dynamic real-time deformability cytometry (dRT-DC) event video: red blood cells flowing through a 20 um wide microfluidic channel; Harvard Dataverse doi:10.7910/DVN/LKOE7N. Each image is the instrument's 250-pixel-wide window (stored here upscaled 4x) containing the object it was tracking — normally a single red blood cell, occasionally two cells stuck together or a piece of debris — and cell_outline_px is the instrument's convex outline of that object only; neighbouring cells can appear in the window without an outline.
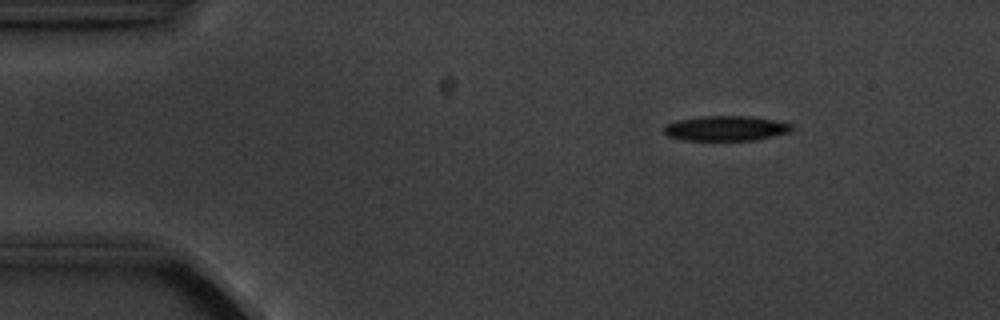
{"species": "common noctule bat (a hibernating species)", "species_latin": "Nyctalus noctula", "temperature_condition": "cold", "stored_images_in_passage": 4, "camera_frame_rate_fps": 3000, "um_per_image_px": 0.085, "animal": {"sex": "male", "body_mass_g": 20.1, "forearm_length_mm": 53.5}, "frame": {"image": 1, "passage_image": 1, "time_ms": 0.0, "image_size_px": [1000, 320], "cell_outline_px": [[796, 128], [792, 132], [756, 140], [684, 140], [668, 136], [664, 132], [664, 124], [676, 120], [700, 116], [752, 116], [776, 120], [792, 124]], "centroid_in_image_um": [61.74, 10.9], "position_along_channel_um": 23.3, "area_um2": 18.96}}
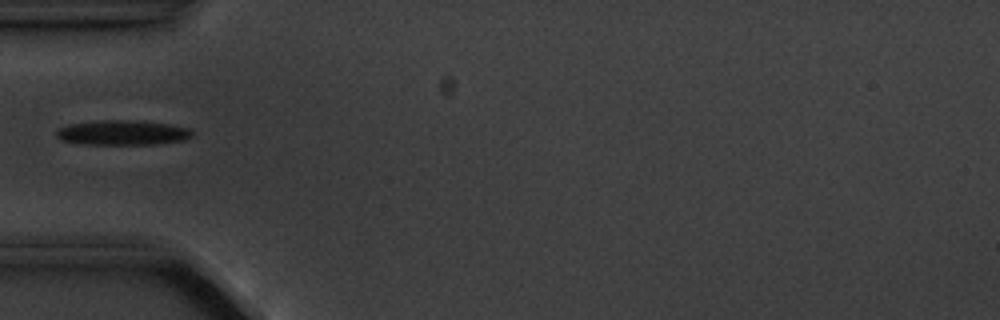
{"frame": {"image": 2, "passage_image": 4, "time_ms": 3.333, "image_size_px": [1000, 320], "cell_outline_px": [[192, 136], [184, 140], [156, 144], [84, 144], [60, 140], [56, 136], [56, 128], [68, 124], [100, 120], [128, 120], [168, 124], [192, 128]], "centroid_in_image_um": [10.39, 11.27], "position_along_channel_um": 74.6, "area_um2": 19.71}}